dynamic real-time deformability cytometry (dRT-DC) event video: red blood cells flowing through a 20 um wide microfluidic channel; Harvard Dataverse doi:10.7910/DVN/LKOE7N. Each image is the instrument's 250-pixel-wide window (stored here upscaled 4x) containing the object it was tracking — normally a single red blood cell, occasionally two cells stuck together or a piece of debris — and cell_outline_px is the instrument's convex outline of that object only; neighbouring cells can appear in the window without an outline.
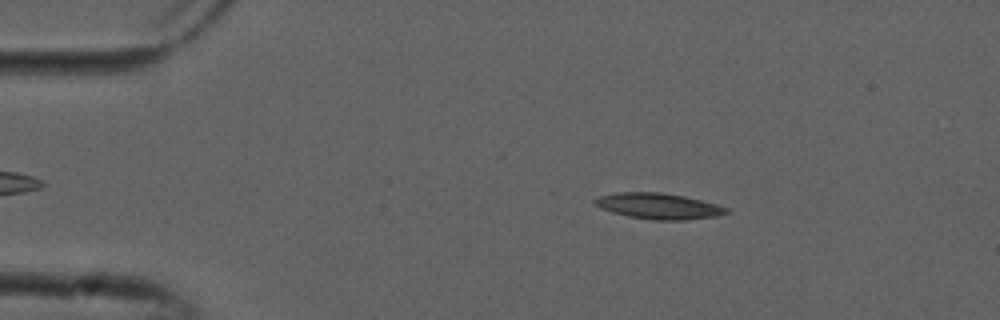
{"species": "common noctule bat (a hibernating species)", "species_latin": "Nyctalus noctula", "temperature_condition": "cold", "stored_images_in_passage": 52, "camera_frame_rate_fps": 3000, "um_per_image_px": 0.085, "animal": {"sex": "male", "forearm_length_mm": 52.5}, "frame": {"image": 1, "passage_image": 8, "time_ms": 2.333, "image_size_px": [1000, 320], "cell_outline_px": [[728, 212], [720, 216], [684, 220], [652, 220], [628, 216], [612, 212], [600, 208], [592, 204], [592, 200], [600, 196], [616, 192], [660, 192], [684, 196], [716, 204], [728, 208]], "centroid_in_image_um": [55.94, 17.52], "position_along_channel_um": 29.1, "area_um2": 19.94}}
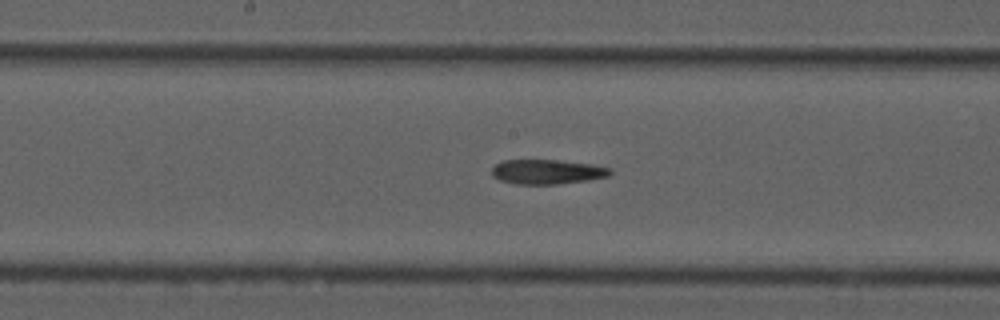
{"frame": {"image": 2, "passage_image": 26, "time_ms": 8.333, "image_size_px": [1000, 320], "cell_outline_px": [[612, 172], [608, 176], [588, 180], [556, 184], [516, 184], [500, 180], [492, 176], [492, 168], [496, 164], [504, 160], [556, 160], [592, 164], [612, 168]], "centroid_in_image_um": [46.51, 14.6], "position_along_channel_um": 201.7, "area_um2": 16.94}}
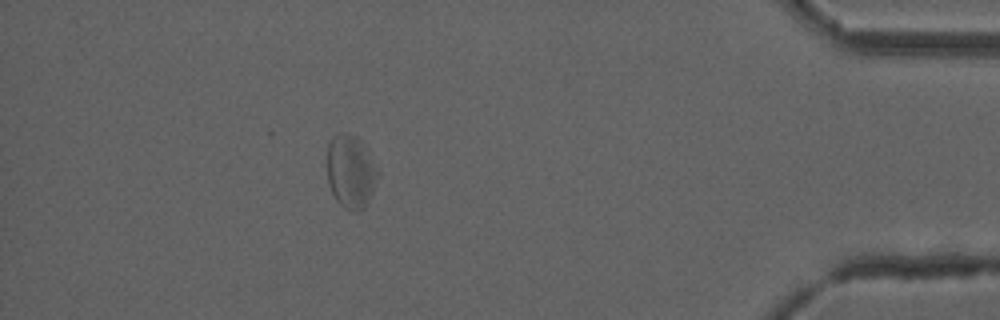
{"frame": {"image": 3, "passage_image": 46, "time_ms": 15.0, "image_size_px": [1000, 320], "cell_outline_px": [[380, 176], [364, 208], [356, 212], [344, 208], [336, 200], [328, 184], [328, 144], [340, 132], [348, 132], [356, 136], [368, 148], [380, 172]], "centroid_in_image_um": [29.85, 14.57], "position_along_channel_um": 405.3, "area_um2": 21.91}}